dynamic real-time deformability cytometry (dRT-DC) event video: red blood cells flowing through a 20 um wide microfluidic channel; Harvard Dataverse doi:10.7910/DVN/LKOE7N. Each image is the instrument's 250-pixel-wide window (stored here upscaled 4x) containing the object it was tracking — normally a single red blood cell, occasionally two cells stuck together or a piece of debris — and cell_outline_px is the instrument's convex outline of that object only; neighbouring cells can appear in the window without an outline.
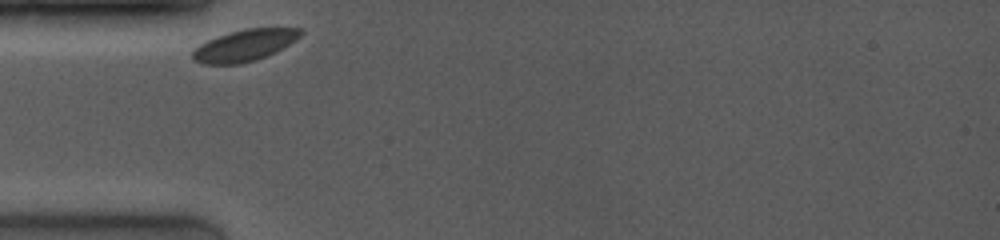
{"species": "common noctule bat (a hibernating species)", "species_latin": "Nyctalus noctula", "temperature_condition": "room temperature", "stored_images_in_passage": 12, "camera_frame_rate_fps": 4000, "um_per_image_px": 0.085, "animal": {"sex": "female", "body_mass_g": 19.0, "forearm_length_mm": 53.3}, "frame": {"image": 1, "passage_image": 1, "time_ms": 0.0, "image_size_px": [1000, 240], "cell_outline_px": [[304, 32], [300, 36], [276, 52], [256, 60], [240, 64], [204, 64], [192, 60], [192, 52], [200, 44], [216, 36], [228, 32], [244, 28], [304, 28]], "centroid_in_image_um": [20.78, 3.85], "position_along_channel_um": 64.2, "area_um2": 19.94}}
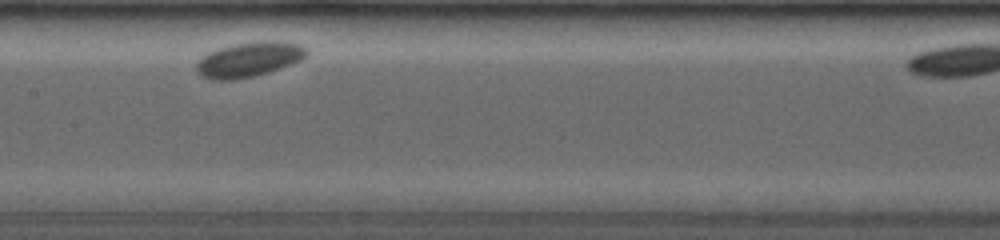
{"frame": {"image": 2, "passage_image": 9, "time_ms": 3.5, "image_size_px": [1000, 240], "cell_outline_px": [[308, 52], [300, 60], [268, 72], [236, 80], [212, 80], [200, 76], [196, 72], [196, 60], [208, 52], [220, 48], [236, 44], [272, 40], [300, 44], [308, 48]], "centroid_in_image_um": [21.11, 5.06], "position_along_channel_um": 186.3, "area_um2": 22.25}}